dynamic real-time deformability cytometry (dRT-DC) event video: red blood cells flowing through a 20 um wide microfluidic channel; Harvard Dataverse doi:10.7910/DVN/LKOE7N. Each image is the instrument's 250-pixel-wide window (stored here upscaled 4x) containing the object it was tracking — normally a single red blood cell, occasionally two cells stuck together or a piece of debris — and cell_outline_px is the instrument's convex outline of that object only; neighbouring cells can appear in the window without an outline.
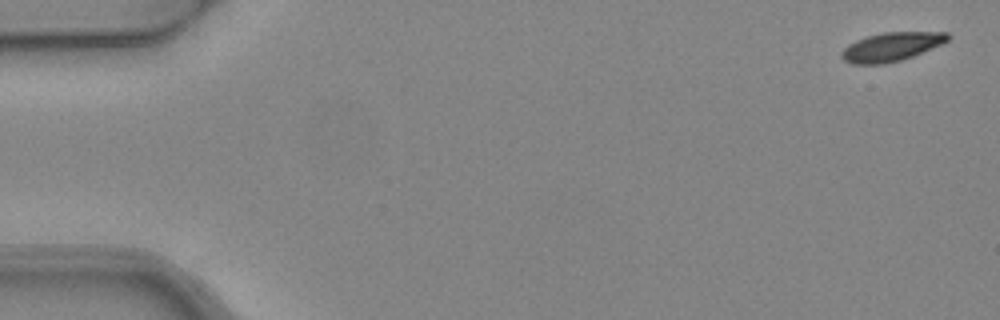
{"species": "common noctule bat (a hibernating species)", "species_latin": "Nyctalus noctula", "temperature_condition": "warm", "stored_images_in_passage": 5, "camera_frame_rate_fps": 3000, "um_per_image_px": 0.085, "animal": {"sex": "female", "body_mass_g": 24.6, "forearm_length_mm": 56.2}, "frame": {"image": 1, "passage_image": 1, "time_ms": 0.0, "image_size_px": [1000, 320], "cell_outline_px": [[952, 36], [948, 40], [940, 44], [912, 56], [900, 60], [884, 64], [852, 64], [844, 60], [840, 56], [840, 52], [848, 44], [856, 40], [868, 36], [884, 32], [948, 32]], "centroid_in_image_um": [75.73, 3.97], "position_along_channel_um": 9.3, "area_um2": 17.69}}
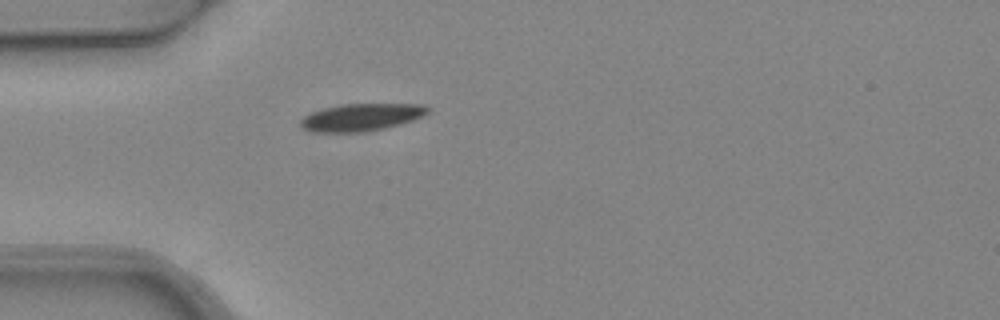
{"frame": {"image": 2, "passage_image": 5, "time_ms": 1.333, "image_size_px": [1000, 320], "cell_outline_px": [[432, 108], [428, 112], [412, 120], [400, 124], [384, 128], [364, 132], [312, 132], [304, 128], [300, 124], [300, 120], [304, 116], [312, 112], [324, 108], [344, 104], [424, 104]], "centroid_in_image_um": [30.72, 9.96], "position_along_channel_um": 54.3, "area_um2": 20.17}}